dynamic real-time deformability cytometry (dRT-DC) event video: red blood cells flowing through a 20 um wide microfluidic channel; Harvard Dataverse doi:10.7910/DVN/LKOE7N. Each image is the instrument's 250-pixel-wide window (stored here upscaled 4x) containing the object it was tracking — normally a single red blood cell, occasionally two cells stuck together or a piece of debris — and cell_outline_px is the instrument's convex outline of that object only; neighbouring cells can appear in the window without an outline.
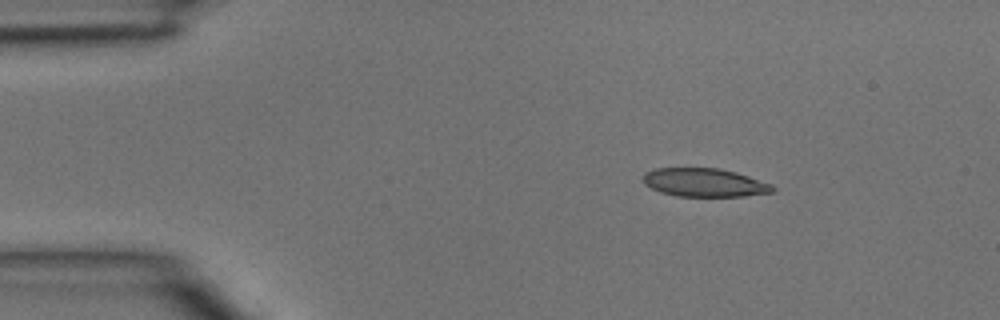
{"species": "common noctule bat (a hibernating species)", "species_latin": "Nyctalus noctula", "temperature_condition": "room temperature", "stored_images_in_passage": 4, "camera_frame_rate_fps": 3000, "um_per_image_px": 0.085, "animal": {"sex": "male", "body_mass_g": 15.6}, "frame": {"image": 1, "passage_image": 2, "time_ms": 0.333, "image_size_px": [1000, 320], "cell_outline_px": [[776, 188], [772, 192], [744, 196], [676, 196], [660, 192], [644, 184], [644, 172], [656, 168], [720, 168], [736, 172], [772, 184]], "centroid_in_image_um": [59.88, 15.51], "position_along_channel_um": 25.1, "area_um2": 21.44}}
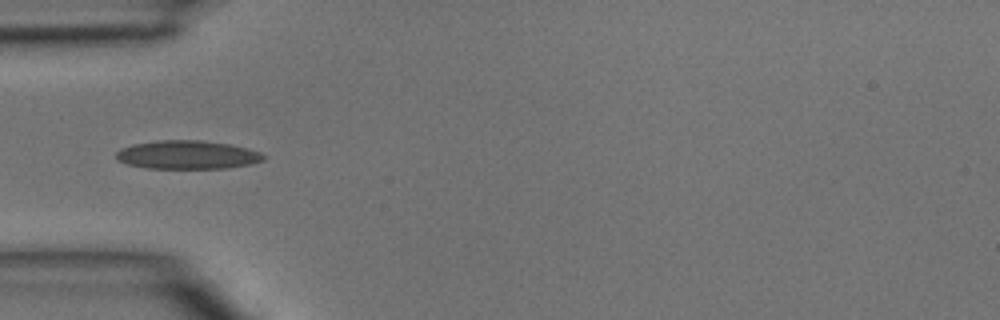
{"frame": {"image": 2, "passage_image": 4, "time_ms": 1.0, "image_size_px": [1000, 320], "cell_outline_px": [[268, 156], [264, 160], [252, 164], [228, 168], [148, 168], [128, 164], [116, 160], [116, 152], [120, 148], [132, 144], [160, 140], [200, 140], [228, 144], [248, 148], [260, 152]], "centroid_in_image_um": [15.95, 13.16], "position_along_channel_um": 69.1, "area_um2": 24.62}}